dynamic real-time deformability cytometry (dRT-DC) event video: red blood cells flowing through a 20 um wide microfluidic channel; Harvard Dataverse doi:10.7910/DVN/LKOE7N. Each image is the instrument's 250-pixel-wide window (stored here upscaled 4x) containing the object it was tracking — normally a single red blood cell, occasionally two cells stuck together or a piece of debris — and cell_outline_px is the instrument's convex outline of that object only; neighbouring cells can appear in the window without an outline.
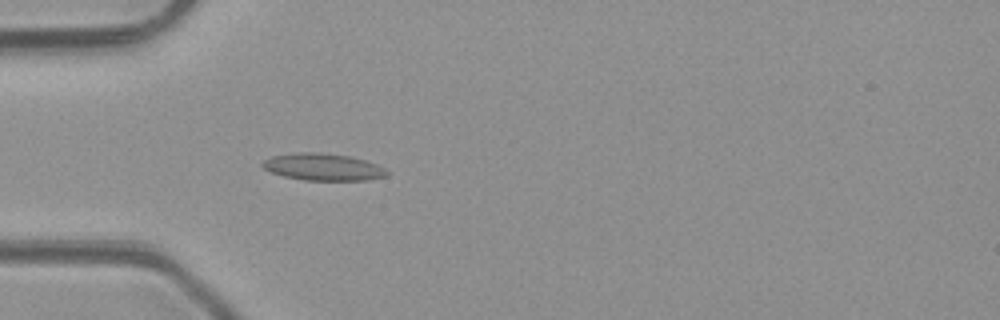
{"species": "common noctule bat (a hibernating species)", "species_latin": "Nyctalus noctula", "temperature_condition": "room temperature", "stored_images_in_passage": 3, "camera_frame_rate_fps": 3000, "um_per_image_px": 0.085, "animal": {"sex": "male", "body_mass_g": 23.1, "forearm_length_mm": 52.7}, "frame": {"image": 1, "passage_image": 3, "time_ms": 2.333, "image_size_px": [1000, 320], "cell_outline_px": [[392, 172], [388, 176], [368, 180], [304, 180], [284, 176], [272, 172], [264, 168], [260, 164], [264, 160], [272, 156], [296, 152], [316, 152], [348, 156], [364, 160], [376, 164]], "centroid_in_image_um": [27.49, 14.2], "position_along_channel_um": 57.5, "area_um2": 19.59}}